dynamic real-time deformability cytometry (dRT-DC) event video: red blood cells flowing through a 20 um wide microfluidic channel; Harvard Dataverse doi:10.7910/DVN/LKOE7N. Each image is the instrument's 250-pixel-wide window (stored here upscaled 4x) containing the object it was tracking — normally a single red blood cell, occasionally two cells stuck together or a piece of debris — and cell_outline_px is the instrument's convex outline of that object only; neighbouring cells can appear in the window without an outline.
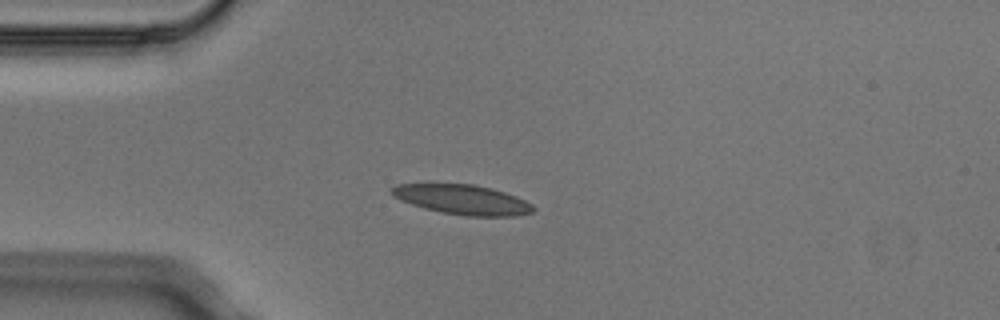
{"species": "Egyptian fruit bat (a non-hibernating species)", "species_latin": "Rousettus aegyptiacus", "temperature_condition": "cold", "stored_images_in_passage": 2, "camera_frame_rate_fps": 3000, "um_per_image_px": 0.085, "animal": {"sex": "male"}, "frame": {"image": 1, "passage_image": 2, "time_ms": 0.333, "image_size_px": [1000, 320], "cell_outline_px": [[536, 208], [532, 212], [516, 216], [468, 216], [440, 212], [424, 208], [400, 200], [392, 196], [388, 192], [388, 188], [396, 184], [428, 180], [472, 184], [492, 188], [516, 196], [532, 204]], "centroid_in_image_um": [39.16, 16.9], "position_along_channel_um": 45.8, "area_um2": 25.78}}